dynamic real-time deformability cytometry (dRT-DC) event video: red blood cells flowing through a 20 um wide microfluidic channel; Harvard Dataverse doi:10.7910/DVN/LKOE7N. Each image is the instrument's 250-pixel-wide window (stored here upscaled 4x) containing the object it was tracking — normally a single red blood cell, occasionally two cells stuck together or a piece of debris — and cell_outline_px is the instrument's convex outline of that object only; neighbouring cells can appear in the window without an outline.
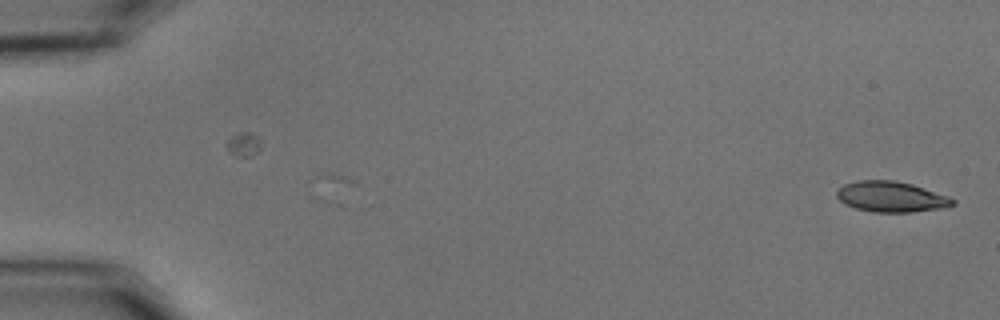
{"species": "common noctule bat (a hibernating species)", "species_latin": "Nyctalus noctula", "temperature_condition": "cold", "stored_images_in_passage": 7, "camera_frame_rate_fps": 3000, "um_per_image_px": 0.085, "animal": {"sex": "male", "body_mass_g": 15.6}, "frame": {"image": 1, "passage_image": 7, "time_ms": 2.0, "image_size_px": [1000, 320], "cell_outline_px": [[956, 204], [948, 208], [912, 212], [872, 212], [856, 208], [844, 204], [836, 196], [836, 192], [844, 184], [856, 180], [892, 180], [912, 184], [948, 196], [956, 200]], "centroid_in_image_um": [75.78, 16.73], "position_along_channel_um": 9.2, "area_um2": 20.87}}